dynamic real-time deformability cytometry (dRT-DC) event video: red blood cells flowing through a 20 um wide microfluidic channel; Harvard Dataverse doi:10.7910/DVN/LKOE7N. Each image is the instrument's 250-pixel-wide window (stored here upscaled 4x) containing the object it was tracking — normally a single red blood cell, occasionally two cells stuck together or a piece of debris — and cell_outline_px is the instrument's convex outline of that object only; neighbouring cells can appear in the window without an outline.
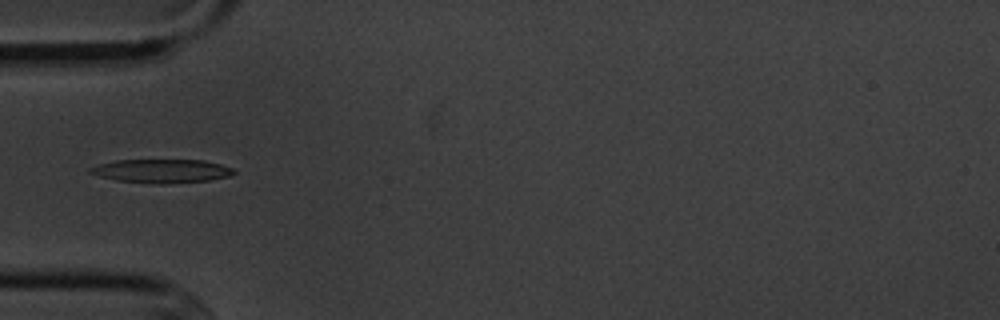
{"species": "common noctule bat (a hibernating species)", "species_latin": "Nyctalus noctula", "temperature_condition": "cold", "stored_images_in_passage": 5, "camera_frame_rate_fps": 3000, "um_per_image_px": 0.085, "animal": {"sex": "male", "body_mass_g": 20.1, "forearm_length_mm": 53.5}, "frame": {"image": 1, "passage_image": 5, "time_ms": 4.667, "image_size_px": [1000, 320], "cell_outline_px": [[236, 172], [228, 176], [208, 180], [168, 184], [152, 184], [116, 180], [100, 176], [88, 172], [88, 168], [100, 164], [116, 160], [204, 160], [220, 164], [232, 168]], "centroid_in_image_um": [13.72, 14.54], "position_along_channel_um": 71.3, "area_um2": 19.77}}